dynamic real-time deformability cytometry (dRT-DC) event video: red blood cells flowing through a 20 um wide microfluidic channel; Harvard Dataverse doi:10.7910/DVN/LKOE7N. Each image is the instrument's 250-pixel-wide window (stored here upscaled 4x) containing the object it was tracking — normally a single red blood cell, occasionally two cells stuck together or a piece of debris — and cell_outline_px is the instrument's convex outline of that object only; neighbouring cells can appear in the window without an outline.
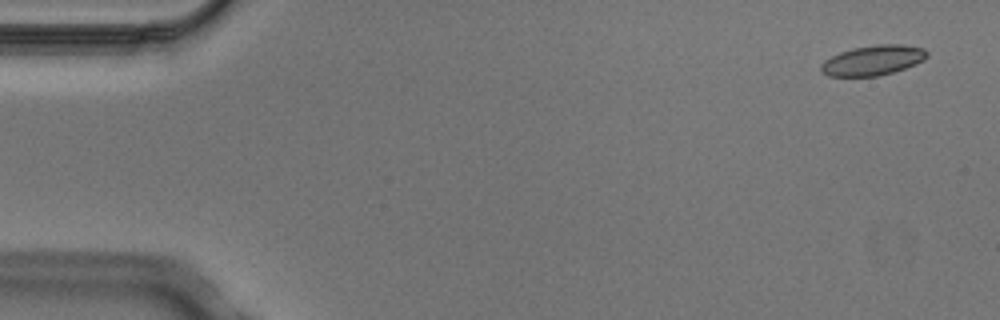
{"species": "Egyptian fruit bat (a non-hibernating species)", "species_latin": "Rousettus aegyptiacus", "temperature_condition": "cold", "stored_images_in_passage": 5, "segment_of_instrument_passage": [1, 2], "camera_frame_rate_fps": 3000, "um_per_image_px": 0.085, "animal": {"sex": "male"}, "frame": {"image": 1, "passage_image": 1, "time_ms": 0.0, "image_size_px": [1000, 320], "cell_outline_px": [[928, 56], [924, 60], [916, 64], [892, 72], [876, 76], [828, 76], [820, 68], [820, 64], [824, 60], [840, 52], [852, 48], [876, 44], [900, 44], [924, 48], [928, 52]], "centroid_in_image_um": [74.21, 5.11], "position_along_channel_um": 10.8, "area_um2": 18.5}}